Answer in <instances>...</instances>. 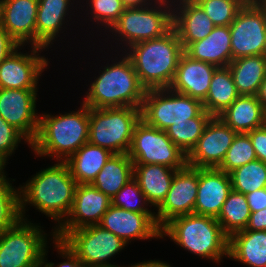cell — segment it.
Wrapping results in <instances>:
<instances>
[{
	"label": "cell",
	"mask_w": 266,
	"mask_h": 267,
	"mask_svg": "<svg viewBox=\"0 0 266 267\" xmlns=\"http://www.w3.org/2000/svg\"><path fill=\"white\" fill-rule=\"evenodd\" d=\"M40 170L23 186H19L20 216L25 217V207L31 204L39 212L58 222L67 217L73 204L76 180L65 162Z\"/></svg>",
	"instance_id": "1"
},
{
	"label": "cell",
	"mask_w": 266,
	"mask_h": 267,
	"mask_svg": "<svg viewBox=\"0 0 266 267\" xmlns=\"http://www.w3.org/2000/svg\"><path fill=\"white\" fill-rule=\"evenodd\" d=\"M123 52L132 61L140 84L150 90L170 87L184 48L172 28L160 38L135 43Z\"/></svg>",
	"instance_id": "2"
},
{
	"label": "cell",
	"mask_w": 266,
	"mask_h": 267,
	"mask_svg": "<svg viewBox=\"0 0 266 267\" xmlns=\"http://www.w3.org/2000/svg\"><path fill=\"white\" fill-rule=\"evenodd\" d=\"M82 105V106H81ZM76 111L66 114H42L32 151L39 157H52L65 162L89 140V107L81 103Z\"/></svg>",
	"instance_id": "3"
},
{
	"label": "cell",
	"mask_w": 266,
	"mask_h": 267,
	"mask_svg": "<svg viewBox=\"0 0 266 267\" xmlns=\"http://www.w3.org/2000/svg\"><path fill=\"white\" fill-rule=\"evenodd\" d=\"M121 56L102 68L90 84L83 104L95 109L142 107L146 89L140 84L130 58L126 54Z\"/></svg>",
	"instance_id": "4"
},
{
	"label": "cell",
	"mask_w": 266,
	"mask_h": 267,
	"mask_svg": "<svg viewBox=\"0 0 266 267\" xmlns=\"http://www.w3.org/2000/svg\"><path fill=\"white\" fill-rule=\"evenodd\" d=\"M164 236L202 259L220 263L228 258L229 237L215 217L195 213L174 217L161 228Z\"/></svg>",
	"instance_id": "5"
},
{
	"label": "cell",
	"mask_w": 266,
	"mask_h": 267,
	"mask_svg": "<svg viewBox=\"0 0 266 267\" xmlns=\"http://www.w3.org/2000/svg\"><path fill=\"white\" fill-rule=\"evenodd\" d=\"M172 23V1L157 0L153 5L125 8L107 32H112L114 37H118L115 40L121 41L119 45L123 42V46H126L123 49L126 50L135 43L162 37L172 29Z\"/></svg>",
	"instance_id": "6"
},
{
	"label": "cell",
	"mask_w": 266,
	"mask_h": 267,
	"mask_svg": "<svg viewBox=\"0 0 266 267\" xmlns=\"http://www.w3.org/2000/svg\"><path fill=\"white\" fill-rule=\"evenodd\" d=\"M140 120L141 108H89L88 142L113 154H127Z\"/></svg>",
	"instance_id": "7"
},
{
	"label": "cell",
	"mask_w": 266,
	"mask_h": 267,
	"mask_svg": "<svg viewBox=\"0 0 266 267\" xmlns=\"http://www.w3.org/2000/svg\"><path fill=\"white\" fill-rule=\"evenodd\" d=\"M46 242L41 226L20 219L0 235V267H42Z\"/></svg>",
	"instance_id": "8"
},
{
	"label": "cell",
	"mask_w": 266,
	"mask_h": 267,
	"mask_svg": "<svg viewBox=\"0 0 266 267\" xmlns=\"http://www.w3.org/2000/svg\"><path fill=\"white\" fill-rule=\"evenodd\" d=\"M203 103L188 95L171 90H146L141 119L149 126L165 131L173 123L188 122L202 111Z\"/></svg>",
	"instance_id": "9"
},
{
	"label": "cell",
	"mask_w": 266,
	"mask_h": 267,
	"mask_svg": "<svg viewBox=\"0 0 266 267\" xmlns=\"http://www.w3.org/2000/svg\"><path fill=\"white\" fill-rule=\"evenodd\" d=\"M127 154L134 164H161L172 169L187 165V155L166 132L147 125L142 119L134 129Z\"/></svg>",
	"instance_id": "10"
},
{
	"label": "cell",
	"mask_w": 266,
	"mask_h": 267,
	"mask_svg": "<svg viewBox=\"0 0 266 267\" xmlns=\"http://www.w3.org/2000/svg\"><path fill=\"white\" fill-rule=\"evenodd\" d=\"M61 241L89 267H119L109 259L127 244L100 225H89L69 231Z\"/></svg>",
	"instance_id": "11"
},
{
	"label": "cell",
	"mask_w": 266,
	"mask_h": 267,
	"mask_svg": "<svg viewBox=\"0 0 266 267\" xmlns=\"http://www.w3.org/2000/svg\"><path fill=\"white\" fill-rule=\"evenodd\" d=\"M232 60L254 55L266 56V15L247 0L230 24Z\"/></svg>",
	"instance_id": "12"
},
{
	"label": "cell",
	"mask_w": 266,
	"mask_h": 267,
	"mask_svg": "<svg viewBox=\"0 0 266 267\" xmlns=\"http://www.w3.org/2000/svg\"><path fill=\"white\" fill-rule=\"evenodd\" d=\"M112 200L92 184H77L72 207L66 219L52 230V237L62 239L69 231L100 223Z\"/></svg>",
	"instance_id": "13"
},
{
	"label": "cell",
	"mask_w": 266,
	"mask_h": 267,
	"mask_svg": "<svg viewBox=\"0 0 266 267\" xmlns=\"http://www.w3.org/2000/svg\"><path fill=\"white\" fill-rule=\"evenodd\" d=\"M20 49L21 45L0 64L2 89H38L39 78L50 62L40 55L45 49L31 46L30 54L18 52Z\"/></svg>",
	"instance_id": "14"
},
{
	"label": "cell",
	"mask_w": 266,
	"mask_h": 267,
	"mask_svg": "<svg viewBox=\"0 0 266 267\" xmlns=\"http://www.w3.org/2000/svg\"><path fill=\"white\" fill-rule=\"evenodd\" d=\"M198 183L199 168L186 165L175 172L166 198L155 212L160 228L174 217L194 213Z\"/></svg>",
	"instance_id": "15"
},
{
	"label": "cell",
	"mask_w": 266,
	"mask_h": 267,
	"mask_svg": "<svg viewBox=\"0 0 266 267\" xmlns=\"http://www.w3.org/2000/svg\"><path fill=\"white\" fill-rule=\"evenodd\" d=\"M38 89H2L0 88V116L18 131L30 143L38 133L40 116L37 112Z\"/></svg>",
	"instance_id": "16"
},
{
	"label": "cell",
	"mask_w": 266,
	"mask_h": 267,
	"mask_svg": "<svg viewBox=\"0 0 266 267\" xmlns=\"http://www.w3.org/2000/svg\"><path fill=\"white\" fill-rule=\"evenodd\" d=\"M236 134L218 116H213L196 145L187 154V165L196 168H218Z\"/></svg>",
	"instance_id": "17"
},
{
	"label": "cell",
	"mask_w": 266,
	"mask_h": 267,
	"mask_svg": "<svg viewBox=\"0 0 266 267\" xmlns=\"http://www.w3.org/2000/svg\"><path fill=\"white\" fill-rule=\"evenodd\" d=\"M118 236L126 244L134 239L161 238L155 213H138L111 205L98 224Z\"/></svg>",
	"instance_id": "18"
},
{
	"label": "cell",
	"mask_w": 266,
	"mask_h": 267,
	"mask_svg": "<svg viewBox=\"0 0 266 267\" xmlns=\"http://www.w3.org/2000/svg\"><path fill=\"white\" fill-rule=\"evenodd\" d=\"M38 0H0V25L22 47L36 46Z\"/></svg>",
	"instance_id": "19"
},
{
	"label": "cell",
	"mask_w": 266,
	"mask_h": 267,
	"mask_svg": "<svg viewBox=\"0 0 266 267\" xmlns=\"http://www.w3.org/2000/svg\"><path fill=\"white\" fill-rule=\"evenodd\" d=\"M217 68L210 63L194 60L184 52L180 57L174 79L169 88L203 103Z\"/></svg>",
	"instance_id": "20"
},
{
	"label": "cell",
	"mask_w": 266,
	"mask_h": 267,
	"mask_svg": "<svg viewBox=\"0 0 266 267\" xmlns=\"http://www.w3.org/2000/svg\"><path fill=\"white\" fill-rule=\"evenodd\" d=\"M172 4V28L176 31L184 50L213 31L215 26L212 20L194 0H172Z\"/></svg>",
	"instance_id": "21"
},
{
	"label": "cell",
	"mask_w": 266,
	"mask_h": 267,
	"mask_svg": "<svg viewBox=\"0 0 266 267\" xmlns=\"http://www.w3.org/2000/svg\"><path fill=\"white\" fill-rule=\"evenodd\" d=\"M231 190L229 174L218 168H199L194 213L216 218Z\"/></svg>",
	"instance_id": "22"
},
{
	"label": "cell",
	"mask_w": 266,
	"mask_h": 267,
	"mask_svg": "<svg viewBox=\"0 0 266 267\" xmlns=\"http://www.w3.org/2000/svg\"><path fill=\"white\" fill-rule=\"evenodd\" d=\"M75 0H38L36 18V46L48 48L54 40L60 37L59 33L66 23L70 8ZM71 2V3H70ZM71 5V6H70ZM68 12V13H67Z\"/></svg>",
	"instance_id": "23"
},
{
	"label": "cell",
	"mask_w": 266,
	"mask_h": 267,
	"mask_svg": "<svg viewBox=\"0 0 266 267\" xmlns=\"http://www.w3.org/2000/svg\"><path fill=\"white\" fill-rule=\"evenodd\" d=\"M184 52L194 60L227 67L232 61L229 26H215L206 38L191 43Z\"/></svg>",
	"instance_id": "24"
},
{
	"label": "cell",
	"mask_w": 266,
	"mask_h": 267,
	"mask_svg": "<svg viewBox=\"0 0 266 267\" xmlns=\"http://www.w3.org/2000/svg\"><path fill=\"white\" fill-rule=\"evenodd\" d=\"M177 170L161 164H134L133 178L146 196L149 207L161 205Z\"/></svg>",
	"instance_id": "25"
},
{
	"label": "cell",
	"mask_w": 266,
	"mask_h": 267,
	"mask_svg": "<svg viewBox=\"0 0 266 267\" xmlns=\"http://www.w3.org/2000/svg\"><path fill=\"white\" fill-rule=\"evenodd\" d=\"M218 117L236 133H248L266 124V112L257 96L239 95Z\"/></svg>",
	"instance_id": "26"
},
{
	"label": "cell",
	"mask_w": 266,
	"mask_h": 267,
	"mask_svg": "<svg viewBox=\"0 0 266 267\" xmlns=\"http://www.w3.org/2000/svg\"><path fill=\"white\" fill-rule=\"evenodd\" d=\"M228 258L248 267H266V231H239L231 235Z\"/></svg>",
	"instance_id": "27"
},
{
	"label": "cell",
	"mask_w": 266,
	"mask_h": 267,
	"mask_svg": "<svg viewBox=\"0 0 266 267\" xmlns=\"http://www.w3.org/2000/svg\"><path fill=\"white\" fill-rule=\"evenodd\" d=\"M113 155L109 150L90 144L82 145L65 163L77 184H92Z\"/></svg>",
	"instance_id": "28"
},
{
	"label": "cell",
	"mask_w": 266,
	"mask_h": 267,
	"mask_svg": "<svg viewBox=\"0 0 266 267\" xmlns=\"http://www.w3.org/2000/svg\"><path fill=\"white\" fill-rule=\"evenodd\" d=\"M228 68L238 94L256 96L266 77V56L240 57L232 60Z\"/></svg>",
	"instance_id": "29"
},
{
	"label": "cell",
	"mask_w": 266,
	"mask_h": 267,
	"mask_svg": "<svg viewBox=\"0 0 266 267\" xmlns=\"http://www.w3.org/2000/svg\"><path fill=\"white\" fill-rule=\"evenodd\" d=\"M134 163L128 154H113L92 185L111 199L133 178Z\"/></svg>",
	"instance_id": "30"
},
{
	"label": "cell",
	"mask_w": 266,
	"mask_h": 267,
	"mask_svg": "<svg viewBox=\"0 0 266 267\" xmlns=\"http://www.w3.org/2000/svg\"><path fill=\"white\" fill-rule=\"evenodd\" d=\"M239 96L233 82L231 71L227 67H218L210 82V88L203 108L212 116H218Z\"/></svg>",
	"instance_id": "31"
},
{
	"label": "cell",
	"mask_w": 266,
	"mask_h": 267,
	"mask_svg": "<svg viewBox=\"0 0 266 267\" xmlns=\"http://www.w3.org/2000/svg\"><path fill=\"white\" fill-rule=\"evenodd\" d=\"M250 215L251 211L246 195L232 189L216 219L223 232L230 237L234 233L246 229Z\"/></svg>",
	"instance_id": "32"
},
{
	"label": "cell",
	"mask_w": 266,
	"mask_h": 267,
	"mask_svg": "<svg viewBox=\"0 0 266 267\" xmlns=\"http://www.w3.org/2000/svg\"><path fill=\"white\" fill-rule=\"evenodd\" d=\"M213 116L203 110L188 122L173 123L165 132L172 142L187 155L201 137L207 123Z\"/></svg>",
	"instance_id": "33"
},
{
	"label": "cell",
	"mask_w": 266,
	"mask_h": 267,
	"mask_svg": "<svg viewBox=\"0 0 266 267\" xmlns=\"http://www.w3.org/2000/svg\"><path fill=\"white\" fill-rule=\"evenodd\" d=\"M232 189L248 194L266 188V163L253 160L229 173Z\"/></svg>",
	"instance_id": "34"
},
{
	"label": "cell",
	"mask_w": 266,
	"mask_h": 267,
	"mask_svg": "<svg viewBox=\"0 0 266 267\" xmlns=\"http://www.w3.org/2000/svg\"><path fill=\"white\" fill-rule=\"evenodd\" d=\"M256 159L257 157L249 135L247 133H237L227 151L225 159L218 169L229 174L236 168Z\"/></svg>",
	"instance_id": "35"
},
{
	"label": "cell",
	"mask_w": 266,
	"mask_h": 267,
	"mask_svg": "<svg viewBox=\"0 0 266 267\" xmlns=\"http://www.w3.org/2000/svg\"><path fill=\"white\" fill-rule=\"evenodd\" d=\"M214 26H230L247 0H194Z\"/></svg>",
	"instance_id": "36"
},
{
	"label": "cell",
	"mask_w": 266,
	"mask_h": 267,
	"mask_svg": "<svg viewBox=\"0 0 266 267\" xmlns=\"http://www.w3.org/2000/svg\"><path fill=\"white\" fill-rule=\"evenodd\" d=\"M111 200L113 206L127 211L155 213L148 209L149 202L134 178L130 179Z\"/></svg>",
	"instance_id": "37"
},
{
	"label": "cell",
	"mask_w": 266,
	"mask_h": 267,
	"mask_svg": "<svg viewBox=\"0 0 266 267\" xmlns=\"http://www.w3.org/2000/svg\"><path fill=\"white\" fill-rule=\"evenodd\" d=\"M20 219L19 187L14 188L9 182L0 191V235Z\"/></svg>",
	"instance_id": "38"
},
{
	"label": "cell",
	"mask_w": 266,
	"mask_h": 267,
	"mask_svg": "<svg viewBox=\"0 0 266 267\" xmlns=\"http://www.w3.org/2000/svg\"><path fill=\"white\" fill-rule=\"evenodd\" d=\"M88 2V3H87ZM89 5L88 14L97 24L110 29L125 10L122 0H86ZM100 22V23H99Z\"/></svg>",
	"instance_id": "39"
},
{
	"label": "cell",
	"mask_w": 266,
	"mask_h": 267,
	"mask_svg": "<svg viewBox=\"0 0 266 267\" xmlns=\"http://www.w3.org/2000/svg\"><path fill=\"white\" fill-rule=\"evenodd\" d=\"M21 140H24L25 143L27 142V145L31 147L28 139L0 116V158L7 163L8 158L18 148Z\"/></svg>",
	"instance_id": "40"
},
{
	"label": "cell",
	"mask_w": 266,
	"mask_h": 267,
	"mask_svg": "<svg viewBox=\"0 0 266 267\" xmlns=\"http://www.w3.org/2000/svg\"><path fill=\"white\" fill-rule=\"evenodd\" d=\"M53 239L55 246L54 248L58 250L57 252L61 257L67 260L57 264V266H55V264L52 262H46L48 261L46 259L48 253L46 246L43 253L42 267H89L85 262L80 260L60 239L55 237H53Z\"/></svg>",
	"instance_id": "41"
},
{
	"label": "cell",
	"mask_w": 266,
	"mask_h": 267,
	"mask_svg": "<svg viewBox=\"0 0 266 267\" xmlns=\"http://www.w3.org/2000/svg\"><path fill=\"white\" fill-rule=\"evenodd\" d=\"M258 160L266 163V124L247 133Z\"/></svg>",
	"instance_id": "42"
},
{
	"label": "cell",
	"mask_w": 266,
	"mask_h": 267,
	"mask_svg": "<svg viewBox=\"0 0 266 267\" xmlns=\"http://www.w3.org/2000/svg\"><path fill=\"white\" fill-rule=\"evenodd\" d=\"M16 41L0 25V64L18 47Z\"/></svg>",
	"instance_id": "43"
},
{
	"label": "cell",
	"mask_w": 266,
	"mask_h": 267,
	"mask_svg": "<svg viewBox=\"0 0 266 267\" xmlns=\"http://www.w3.org/2000/svg\"><path fill=\"white\" fill-rule=\"evenodd\" d=\"M246 197L251 213L266 209V188L248 193Z\"/></svg>",
	"instance_id": "44"
},
{
	"label": "cell",
	"mask_w": 266,
	"mask_h": 267,
	"mask_svg": "<svg viewBox=\"0 0 266 267\" xmlns=\"http://www.w3.org/2000/svg\"><path fill=\"white\" fill-rule=\"evenodd\" d=\"M242 231H266V209L252 212L246 229Z\"/></svg>",
	"instance_id": "45"
},
{
	"label": "cell",
	"mask_w": 266,
	"mask_h": 267,
	"mask_svg": "<svg viewBox=\"0 0 266 267\" xmlns=\"http://www.w3.org/2000/svg\"><path fill=\"white\" fill-rule=\"evenodd\" d=\"M155 1L157 0H122V3L126 8H136L151 5Z\"/></svg>",
	"instance_id": "46"
},
{
	"label": "cell",
	"mask_w": 266,
	"mask_h": 267,
	"mask_svg": "<svg viewBox=\"0 0 266 267\" xmlns=\"http://www.w3.org/2000/svg\"><path fill=\"white\" fill-rule=\"evenodd\" d=\"M133 267H172L169 265L167 262L165 263L164 261L160 260H148V261H142L139 263H135L132 265Z\"/></svg>",
	"instance_id": "47"
},
{
	"label": "cell",
	"mask_w": 266,
	"mask_h": 267,
	"mask_svg": "<svg viewBox=\"0 0 266 267\" xmlns=\"http://www.w3.org/2000/svg\"><path fill=\"white\" fill-rule=\"evenodd\" d=\"M256 96L266 112V77L264 81L261 83L259 91Z\"/></svg>",
	"instance_id": "48"
},
{
	"label": "cell",
	"mask_w": 266,
	"mask_h": 267,
	"mask_svg": "<svg viewBox=\"0 0 266 267\" xmlns=\"http://www.w3.org/2000/svg\"><path fill=\"white\" fill-rule=\"evenodd\" d=\"M5 170H1L0 171V191L9 183L11 182V180L9 181V178L6 177L4 172Z\"/></svg>",
	"instance_id": "49"
},
{
	"label": "cell",
	"mask_w": 266,
	"mask_h": 267,
	"mask_svg": "<svg viewBox=\"0 0 266 267\" xmlns=\"http://www.w3.org/2000/svg\"><path fill=\"white\" fill-rule=\"evenodd\" d=\"M254 2L263 10L266 15V0H254Z\"/></svg>",
	"instance_id": "50"
},
{
	"label": "cell",
	"mask_w": 266,
	"mask_h": 267,
	"mask_svg": "<svg viewBox=\"0 0 266 267\" xmlns=\"http://www.w3.org/2000/svg\"><path fill=\"white\" fill-rule=\"evenodd\" d=\"M5 165H7L6 162L3 159L0 158V171L2 169H5Z\"/></svg>",
	"instance_id": "51"
}]
</instances>
